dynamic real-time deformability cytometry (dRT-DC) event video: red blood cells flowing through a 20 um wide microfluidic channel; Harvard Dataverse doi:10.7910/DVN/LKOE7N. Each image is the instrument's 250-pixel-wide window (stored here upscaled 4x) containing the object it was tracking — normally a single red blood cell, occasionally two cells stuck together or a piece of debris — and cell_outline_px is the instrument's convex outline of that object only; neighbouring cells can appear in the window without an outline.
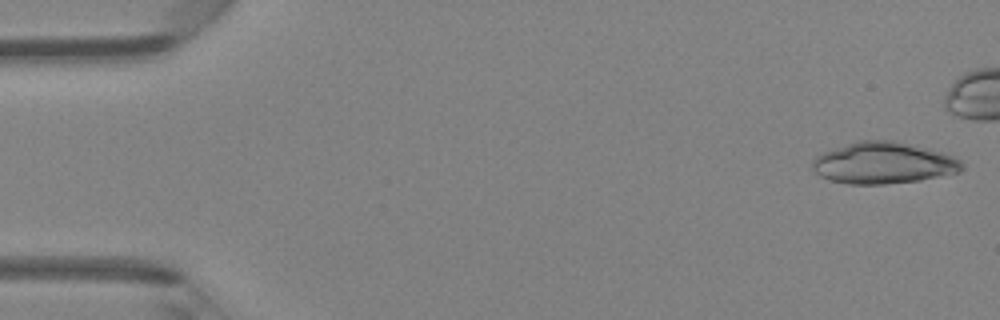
{"species": "Egyptian fruit bat (a non-hibernating species)", "species_latin": "Rousettus aegyptiacus", "temperature_condition": "room temperature", "stored_images_in_passage": 38, "camera_frame_rate_fps": 3000, "um_per_image_px": 0.085, "animal": {"sex": "female"}, "frame": {"image": 1, "passage_image": 1, "time_ms": 0.0, "image_size_px": [1000, 320], "cell_outline_px": [[964, 168], [960, 172], [920, 180], [884, 184], [848, 184], [828, 180], [820, 176], [812, 168], [812, 160], [816, 156], [824, 152], [860, 140], [896, 140], [948, 152], [960, 160], [964, 164]], "centroid_in_image_um": [75.15, 13.85], "position_along_channel_um": 9.8, "area_um2": 36.59}}
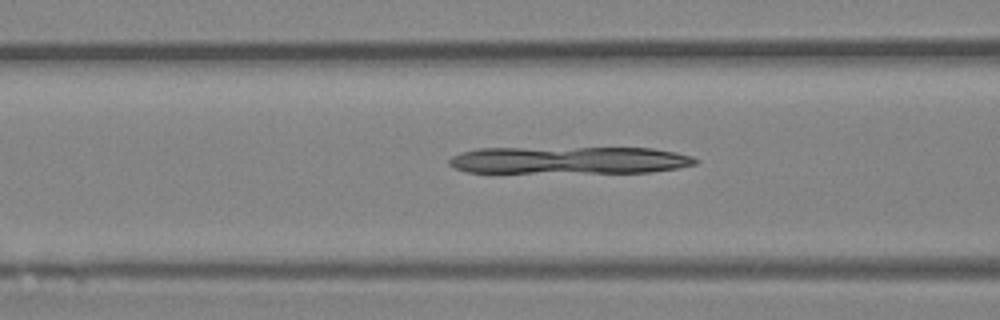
{"frame": {"image": 2, "passage_image": 18, "time_ms": 5.667, "image_size_px": [1000, 320], "cell_outline_px": [[700, 160], [696, 164], [680, 168], [652, 172], [468, 172], [456, 168], [448, 164], [448, 160], [452, 156], [460, 152], [476, 148], [652, 148], [676, 152], [692, 156]], "centroid_in_image_um": [48.42, 13.61], "position_along_channel_um": 118.2, "area_um2": 39.3}}